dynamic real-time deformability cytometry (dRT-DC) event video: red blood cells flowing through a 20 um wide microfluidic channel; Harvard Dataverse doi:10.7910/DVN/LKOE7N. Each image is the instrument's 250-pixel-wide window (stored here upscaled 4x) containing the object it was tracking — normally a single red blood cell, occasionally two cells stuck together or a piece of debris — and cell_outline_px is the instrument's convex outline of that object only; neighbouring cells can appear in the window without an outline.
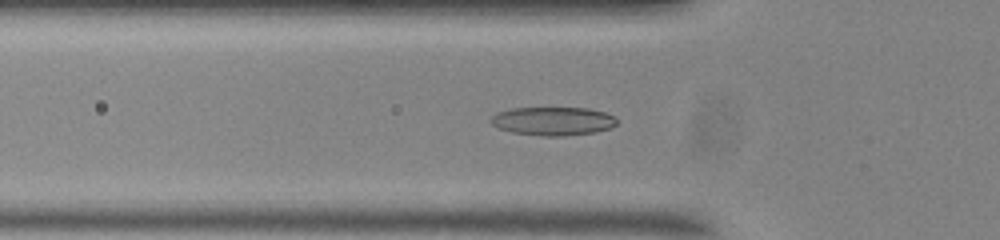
{"species": "common noctule bat (a hibernating species)", "species_latin": "Nyctalus noctula", "temperature_condition": "room temperature", "stored_images_in_passage": 53, "camera_frame_rate_fps": 3000, "um_per_image_px": 0.085, "animal": {"sex": "male", "body_mass_g": 20.0, "forearm_length_mm": 53.3}, "frame": {"image": 1, "passage_image": 17, "time_ms": 5.333, "image_size_px": [1000, 240], "cell_outline_px": [[616, 124], [608, 128], [596, 132], [564, 136], [544, 136], [512, 132], [500, 128], [492, 124], [488, 120], [496, 112], [512, 108], [588, 108], [604, 112], [612, 116], [616, 120]], "centroid_in_image_um": [46.96, 10.29], "position_along_channel_um": 78.8, "area_um2": 20.81}}
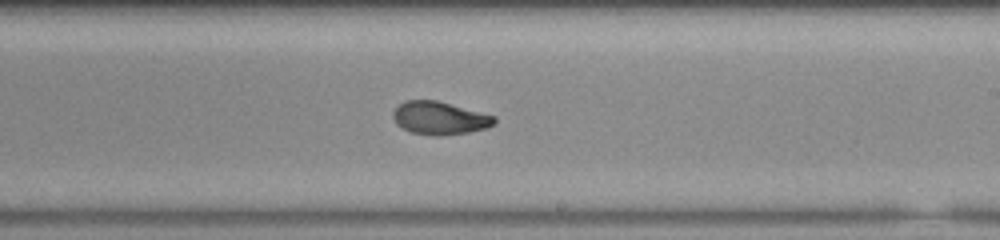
{"frame": {"image": 2, "passage_image": 31, "time_ms": 10.0, "image_size_px": [1000, 240], "cell_outline_px": [[496, 124], [484, 128], [468, 132], [440, 136], [432, 136], [412, 132], [396, 124], [392, 116], [392, 112], [404, 100], [436, 100], [496, 116]], "centroid_in_image_um": [37.36, 10.03], "position_along_channel_um": 251.6, "area_um2": 19.42}}
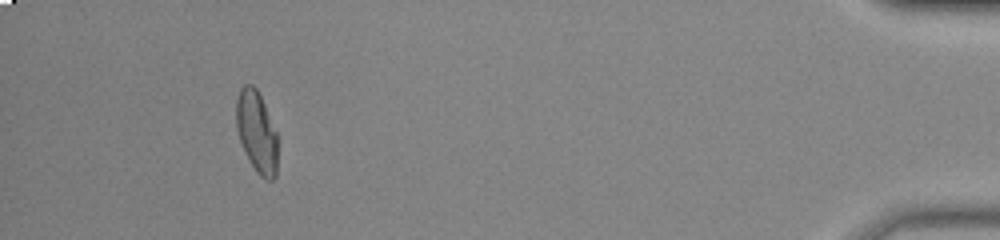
{"frame": {"image": 3, "passage_image": 50, "time_ms": 16.333, "image_size_px": [1000, 240], "cell_outline_px": [[276, 176], [272, 180], [264, 180], [256, 172], [240, 140], [236, 128], [236, 100], [240, 88], [244, 84], [252, 84], [256, 88], [264, 104], [276, 132]], "centroid_in_image_um": [21.8, 11.19], "position_along_channel_um": 413.4, "area_um2": 19.31}}